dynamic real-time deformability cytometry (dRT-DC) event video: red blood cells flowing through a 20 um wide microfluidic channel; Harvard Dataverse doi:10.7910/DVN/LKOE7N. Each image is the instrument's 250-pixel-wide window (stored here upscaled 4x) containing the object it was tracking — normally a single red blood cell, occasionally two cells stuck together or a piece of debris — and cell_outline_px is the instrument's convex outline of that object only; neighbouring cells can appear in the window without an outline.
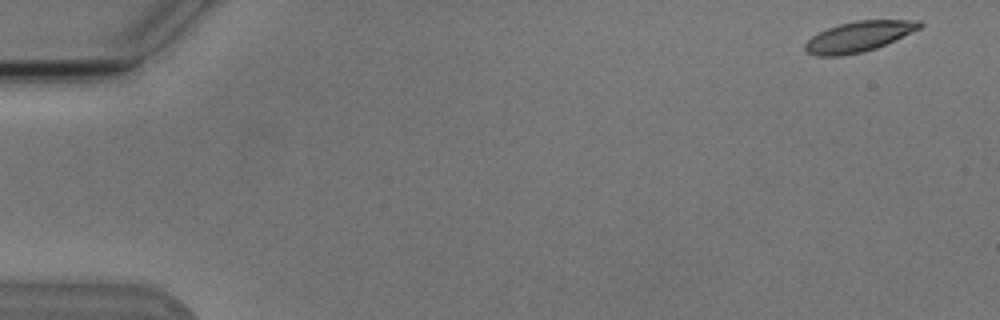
{"species": "Egyptian fruit bat (a non-hibernating species)", "species_latin": "Rousettus aegyptiacus", "temperature_condition": "cold", "stored_images_in_passage": 6, "camera_frame_rate_fps": 3000, "um_per_image_px": 0.085, "animal": {"sex": "male"}, "frame": {"image": 1, "passage_image": 1, "time_ms": 0.0, "image_size_px": [1000, 320], "cell_outline_px": [[924, 24], [920, 28], [876, 48], [864, 52], [840, 56], [816, 56], [808, 52], [804, 48], [804, 44], [812, 36], [828, 28], [840, 24], [856, 20], [920, 20]], "centroid_in_image_um": [72.98, 3.11], "position_along_channel_um": 12.0, "area_um2": 20.11}}